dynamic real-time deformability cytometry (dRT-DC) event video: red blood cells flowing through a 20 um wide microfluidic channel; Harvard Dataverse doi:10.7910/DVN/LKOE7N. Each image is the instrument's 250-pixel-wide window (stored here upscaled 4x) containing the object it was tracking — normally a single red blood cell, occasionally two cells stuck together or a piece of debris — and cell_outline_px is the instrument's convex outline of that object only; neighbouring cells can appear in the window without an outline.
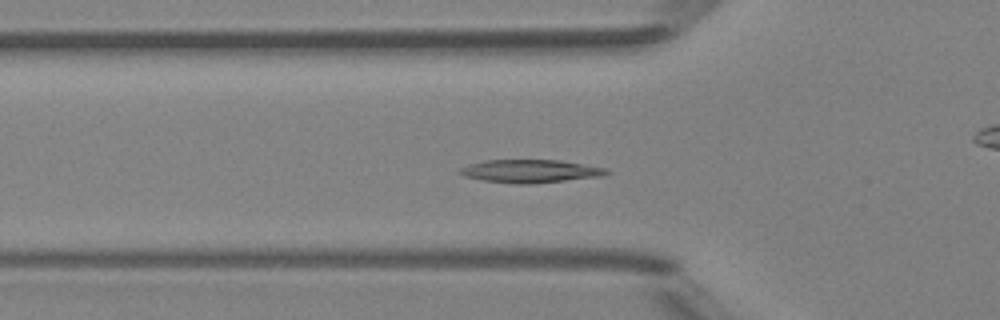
{"species": "Egyptian fruit bat (a non-hibernating species)", "species_latin": "Rousettus aegyptiacus", "temperature_condition": "room temperature", "stored_images_in_passage": 50, "camera_frame_rate_fps": 3000, "um_per_image_px": 0.085, "animal": {"sex": "female"}, "frame": {"image": 1, "passage_image": 17, "time_ms": 5.333, "image_size_px": [1000, 320], "cell_outline_px": [[612, 172], [604, 176], [532, 184], [516, 184], [484, 180], [464, 176], [456, 172], [460, 168], [468, 164], [484, 160], [560, 160], [604, 168]], "centroid_in_image_um": [45.06, 14.55], "position_along_channel_um": 80.7, "area_um2": 19.77}}
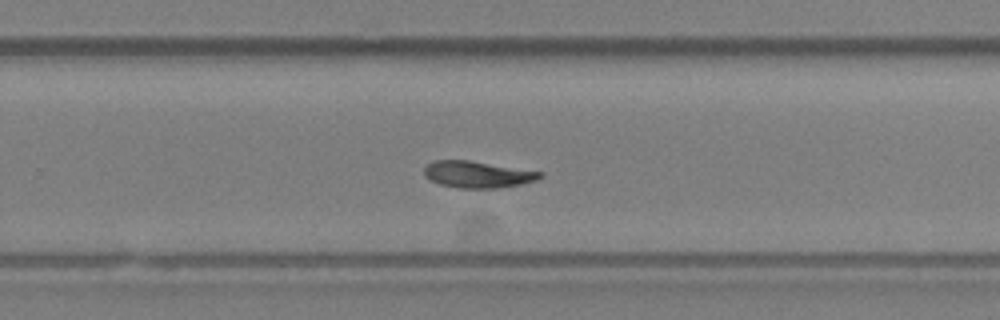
{"frame": {"image": 2, "passage_image": 32, "time_ms": 10.333, "image_size_px": [1000, 320], "cell_outline_px": [[544, 176], [536, 180], [520, 184], [496, 188], [456, 188], [440, 184], [424, 176], [424, 168], [428, 164], [436, 160], [468, 160], [544, 172]], "centroid_in_image_um": [40.6, 14.82], "position_along_channel_um": 289.2, "area_um2": 17.92}}
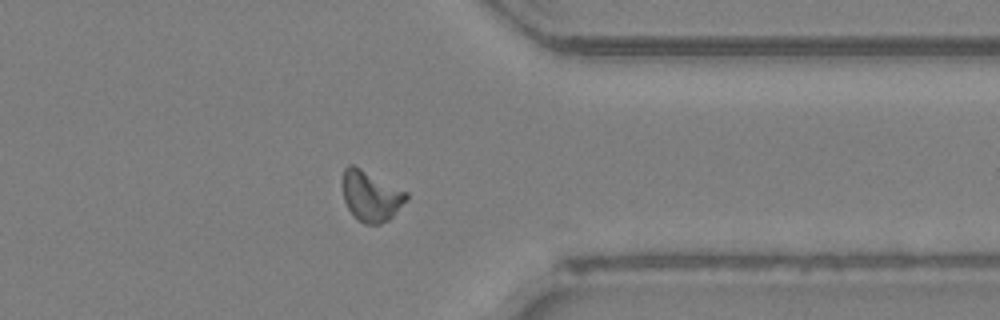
{"frame": {"image": 3, "passage_image": 39, "time_ms": 12.667, "image_size_px": [1000, 320], "cell_outline_px": [[408, 200], [388, 220], [380, 224], [364, 224], [348, 208], [344, 200], [340, 184], [344, 168], [348, 164], [352, 164], [408, 192]], "centroid_in_image_um": [31.5, 16.64], "position_along_channel_um": 379.9, "area_um2": 18.84}, "authors_computed_cell_mechanics": {"area_um2": 18.496, "velocity_mm_per_s": 4.1824, "shape_relaxation_time_tau1_ms": 5.9161, "shape_relaxation_time_tau2_ms": null, "deformation_change_tau1": 0.1646, "deformation_change_tau2": null}}